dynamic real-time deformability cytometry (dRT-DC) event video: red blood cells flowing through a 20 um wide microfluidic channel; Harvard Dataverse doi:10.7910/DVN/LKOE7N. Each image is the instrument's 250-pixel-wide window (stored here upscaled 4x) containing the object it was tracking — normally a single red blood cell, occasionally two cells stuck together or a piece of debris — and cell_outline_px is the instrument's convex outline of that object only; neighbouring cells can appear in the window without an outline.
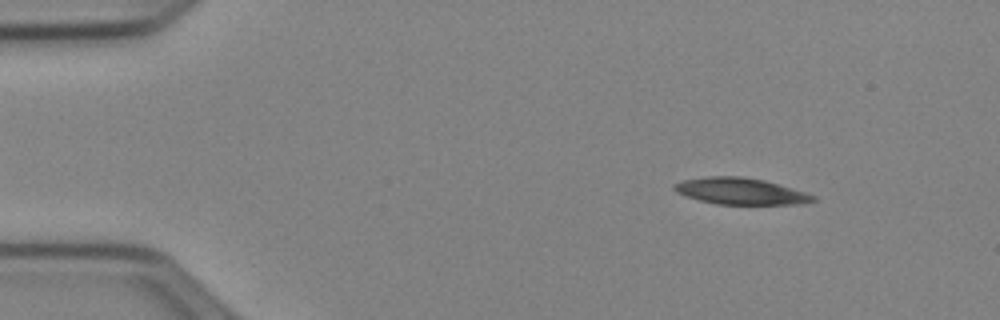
{"species": "Egyptian fruit bat (a non-hibernating species)", "species_latin": "Rousettus aegyptiacus", "temperature_condition": "cold", "stored_images_in_passage": 48, "camera_frame_rate_fps": 3000, "um_per_image_px": 0.085, "animal": {"sex": "female"}, "frame": {"image": 1, "passage_image": 6, "time_ms": 1.667, "image_size_px": [1000, 320], "cell_outline_px": [[816, 200], [800, 204], [716, 204], [700, 200], [676, 192], [672, 188], [672, 184], [680, 180], [712, 176], [740, 176], [764, 180], [804, 192], [816, 196]], "centroid_in_image_um": [62.9, 16.25], "position_along_channel_um": 22.1, "area_um2": 21.27}}
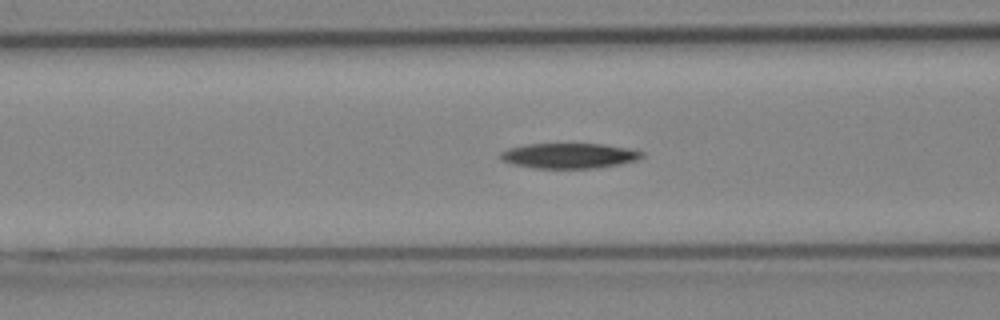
{"frame": {"image": 2, "passage_image": 20, "time_ms": 6.333, "image_size_px": [1000, 320], "cell_outline_px": [[644, 156], [636, 160], [620, 164], [596, 168], [536, 168], [512, 164], [500, 160], [500, 152], [508, 148], [528, 144], [604, 144], [628, 148], [644, 152]], "centroid_in_image_um": [48.37, 13.23], "position_along_channel_um": 118.2, "area_um2": 20.81}}
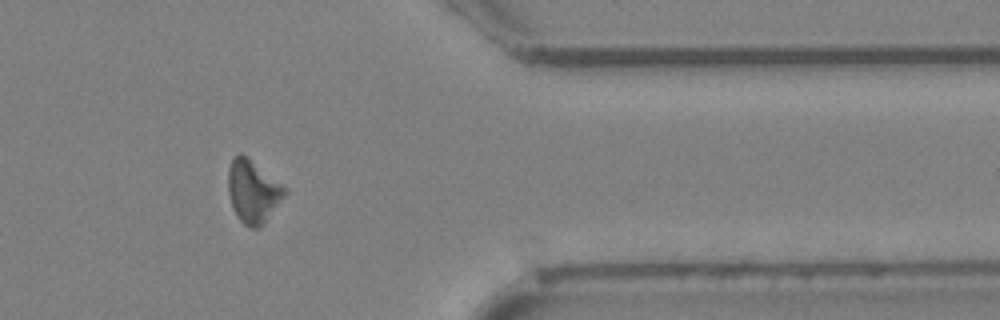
{"frame": {"image": 3, "passage_image": 42, "time_ms": 13.667, "image_size_px": [1000, 320], "cell_outline_px": [[288, 192], [264, 224], [256, 228], [252, 228], [244, 224], [236, 216], [228, 192], [228, 168], [232, 160], [240, 152], [288, 188]], "centroid_in_image_um": [21.52, 16.29], "position_along_channel_um": 389.9, "area_um2": 20.58}, "authors_computed_cell_mechanics": {"area_um2": 20.9525, "velocity_mm_per_s": 3.9247, "shape_relaxation_time_tau1_ms": 3.5868, "shape_relaxation_time_tau2_ms": null, "deformation_change_tau1": 0.0946, "deformation_change_tau2": null}}